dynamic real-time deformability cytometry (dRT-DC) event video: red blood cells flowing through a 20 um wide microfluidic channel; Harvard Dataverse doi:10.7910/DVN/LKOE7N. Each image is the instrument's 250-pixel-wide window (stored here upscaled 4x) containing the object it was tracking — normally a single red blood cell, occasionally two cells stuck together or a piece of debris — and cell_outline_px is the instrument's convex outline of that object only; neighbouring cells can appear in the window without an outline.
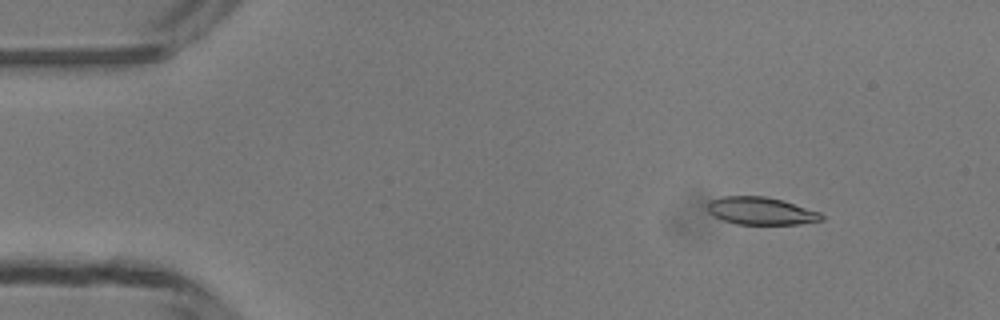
{"species": "common noctule bat (a hibernating species)", "species_latin": "Nyctalus noctula", "temperature_condition": "room temperature", "stored_images_in_passage": 9, "camera_frame_rate_fps": 3000, "um_per_image_px": 0.085, "animal": {"sex": "male", "body_mass_g": 13.3}, "frame": {"image": 1, "passage_image": 1, "time_ms": 0.0, "image_size_px": [1000, 320], "cell_outline_px": [[824, 220], [800, 224], [736, 224], [724, 220], [708, 212], [708, 204], [712, 200], [724, 196], [764, 196], [784, 200], [820, 212], [824, 216]], "centroid_in_image_um": [64.74, 17.93], "position_along_channel_um": 20.3, "area_um2": 18.26}}